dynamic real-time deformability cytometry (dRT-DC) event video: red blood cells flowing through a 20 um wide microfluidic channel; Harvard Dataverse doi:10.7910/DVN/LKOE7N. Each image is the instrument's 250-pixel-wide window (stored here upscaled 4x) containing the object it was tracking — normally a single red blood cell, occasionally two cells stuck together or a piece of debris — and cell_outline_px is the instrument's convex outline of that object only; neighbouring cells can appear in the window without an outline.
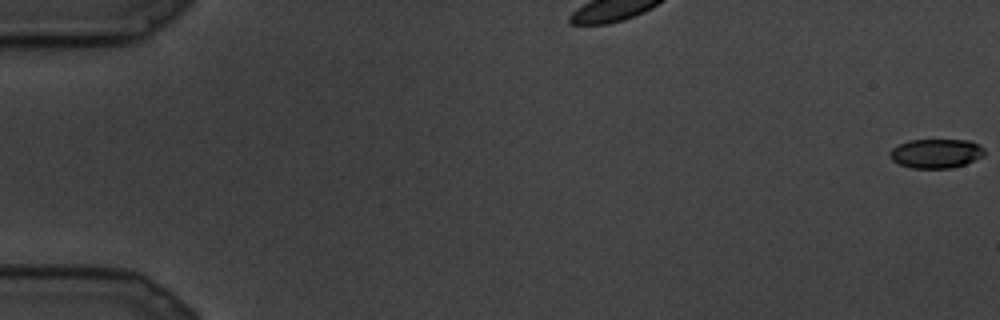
{"species": "common noctule bat (a hibernating species)", "species_latin": "Nyctalus noctula", "temperature_condition": "cold", "stored_images_in_passage": 22, "camera_frame_rate_fps": 3000, "um_per_image_px": 0.085, "animal": {"sex": "male", "body_mass_g": 19.5, "forearm_length_mm": 54.6}, "frame": {"image": 1, "passage_image": 1, "time_ms": 0.0, "image_size_px": [1000, 320], "cell_outline_px": [[984, 156], [964, 164], [952, 168], [912, 168], [900, 164], [892, 160], [888, 156], [888, 152], [892, 148], [908, 140], [968, 140], [984, 148]], "centroid_in_image_um": [79.53, 13.04], "position_along_channel_um": 5.5, "area_um2": 16.07}}
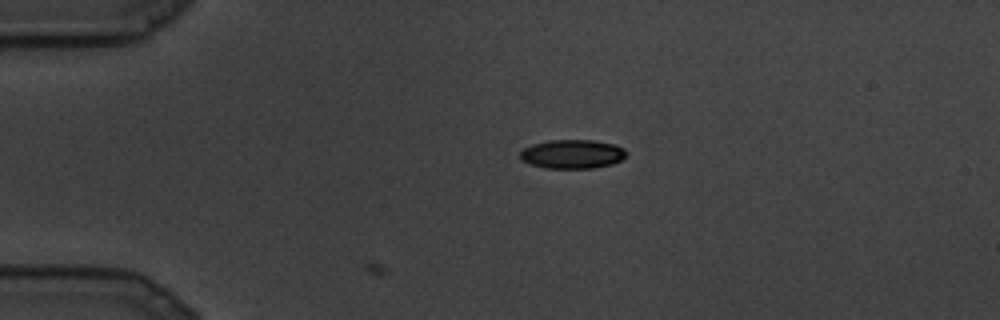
{"frame": {"image": 2, "passage_image": 22, "time_ms": 7.0, "image_size_px": [1000, 320], "cell_outline_px": [[628, 152], [620, 160], [612, 164], [592, 168], [544, 168], [520, 160], [520, 152], [524, 148], [532, 144], [548, 140], [592, 140], [612, 144], [624, 148]], "centroid_in_image_um": [48.63, 13.09], "position_along_channel_um": 36.4, "area_um2": 17.86}}